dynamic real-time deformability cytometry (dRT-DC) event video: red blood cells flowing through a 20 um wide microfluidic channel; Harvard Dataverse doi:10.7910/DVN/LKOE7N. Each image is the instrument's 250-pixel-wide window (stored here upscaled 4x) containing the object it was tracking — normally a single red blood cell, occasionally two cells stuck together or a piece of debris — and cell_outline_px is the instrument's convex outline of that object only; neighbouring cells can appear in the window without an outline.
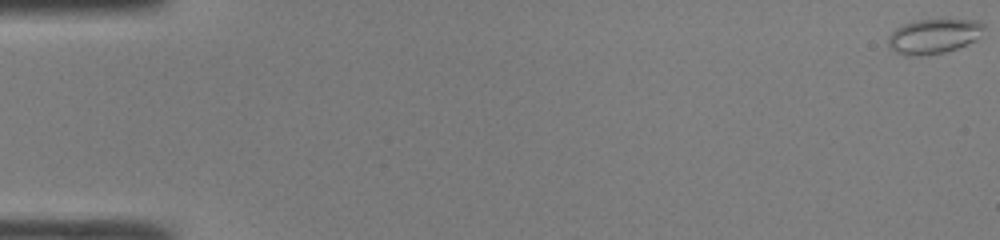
{"species": "common noctule bat (a hibernating species)", "species_latin": "Nyctalus noctula", "temperature_condition": "room temperature", "stored_images_in_passage": 49, "camera_frame_rate_fps": 3000, "um_per_image_px": 0.085, "animal": {"sex": "male", "body_mass_g": 19.0, "forearm_length_mm": 50.8}, "frame": {"image": 1, "passage_image": 1, "time_ms": 0.0, "image_size_px": [1000, 240], "cell_outline_px": [[984, 28], [980, 36], [976, 40], [956, 48], [944, 52], [924, 56], [908, 56], [896, 52], [888, 48], [888, 36], [896, 28], [904, 24], [916, 20], [976, 20], [984, 24]], "centroid_in_image_um": [79.34, 3.09], "position_along_channel_um": 5.7, "area_um2": 19.36}}
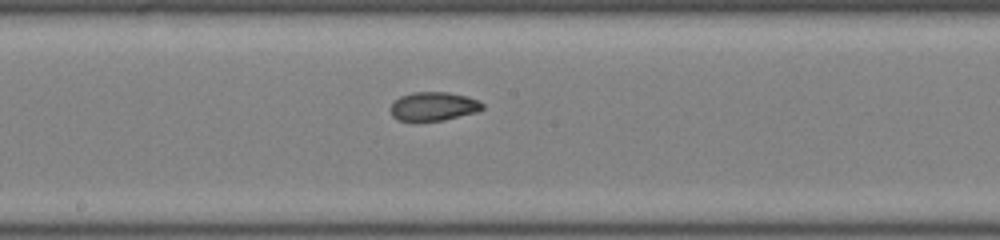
{"frame": {"image": 2, "passage_image": 27, "time_ms": 8.667, "image_size_px": [1000, 240], "cell_outline_px": [[484, 108], [476, 112], [444, 120], [400, 120], [392, 116], [388, 108], [392, 100], [400, 96], [412, 92], [448, 92], [468, 96], [484, 104]], "centroid_in_image_um": [36.8, 9.02], "position_along_channel_um": 211.4, "area_um2": 15.49}}
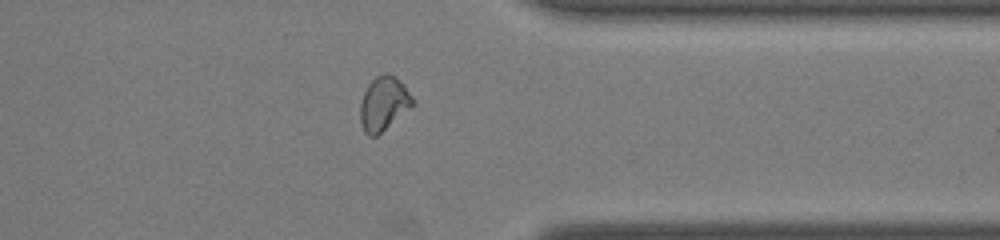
{"frame": {"image": 3, "passage_image": 39, "time_ms": 12.667, "image_size_px": [1000, 240], "cell_outline_px": [[412, 104], [376, 136], [368, 136], [364, 132], [360, 124], [360, 104], [364, 92], [368, 84], [376, 76], [384, 72], [388, 72], [404, 84], [412, 96]], "centroid_in_image_um": [32.55, 8.77], "position_along_channel_um": 378.8, "area_um2": 16.07}, "authors_computed_cell_mechanics": {"area_um2": 16.5886, "velocity_mm_per_s": 4.3111, "shape_relaxation_time_tau1_ms": 3.8043, "shape_relaxation_time_tau2_ms": 1.824, "deformation_change_tau1": 0.1406, "deformation_change_tau2": 0.0629}}